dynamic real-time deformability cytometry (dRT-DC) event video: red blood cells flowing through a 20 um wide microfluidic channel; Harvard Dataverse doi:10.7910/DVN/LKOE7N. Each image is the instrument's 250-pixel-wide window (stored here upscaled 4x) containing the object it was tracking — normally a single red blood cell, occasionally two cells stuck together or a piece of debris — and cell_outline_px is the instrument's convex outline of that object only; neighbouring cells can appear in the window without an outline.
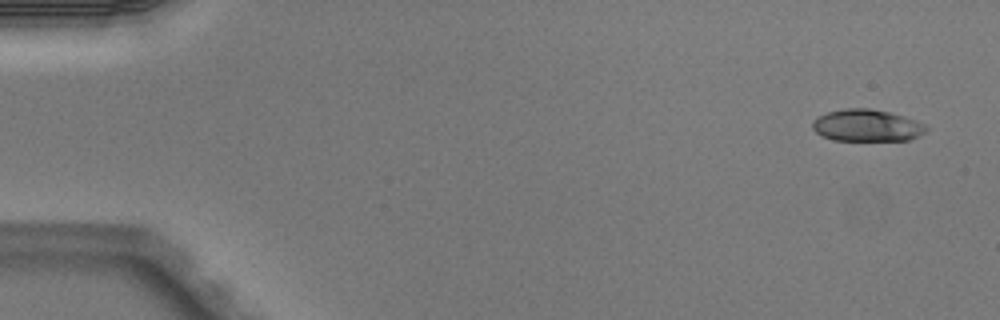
{"species": "Egyptian fruit bat (a non-hibernating species)", "species_latin": "Rousettus aegyptiacus", "temperature_condition": "warm", "stored_images_in_passage": 5, "camera_frame_rate_fps": 3000, "um_per_image_px": 0.085, "animal": {"sex": "male"}, "frame": {"image": 1, "passage_image": 1, "time_ms": 0.0, "image_size_px": [1000, 320], "cell_outline_px": [[928, 128], [920, 136], [908, 140], [832, 140], [820, 136], [812, 128], [812, 120], [828, 112], [844, 108], [868, 108], [888, 112], [904, 116], [916, 120], [924, 124]], "centroid_in_image_um": [73.67, 10.67], "position_along_channel_um": 11.3, "area_um2": 21.21}}
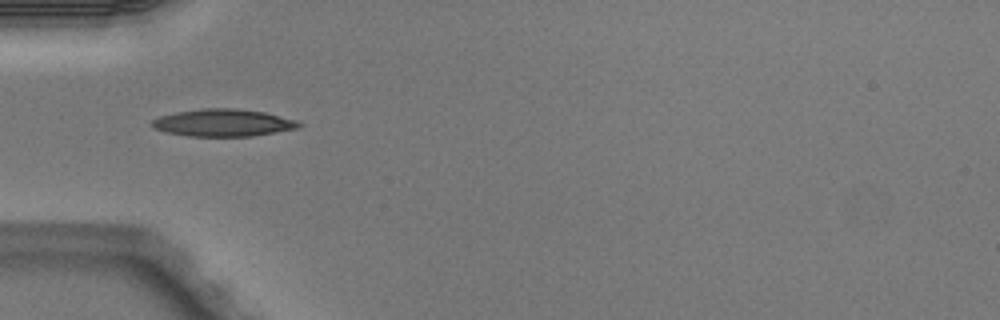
{"frame": {"image": 2, "passage_image": 4, "time_ms": 1.0, "image_size_px": [1000, 320], "cell_outline_px": [[304, 124], [300, 128], [252, 136], [188, 136], [168, 132], [152, 128], [152, 120], [160, 116], [176, 112], [200, 108], [232, 108], [264, 112], [300, 120]], "centroid_in_image_um": [19.03, 10.43], "position_along_channel_um": 66.0, "area_um2": 23.52}}
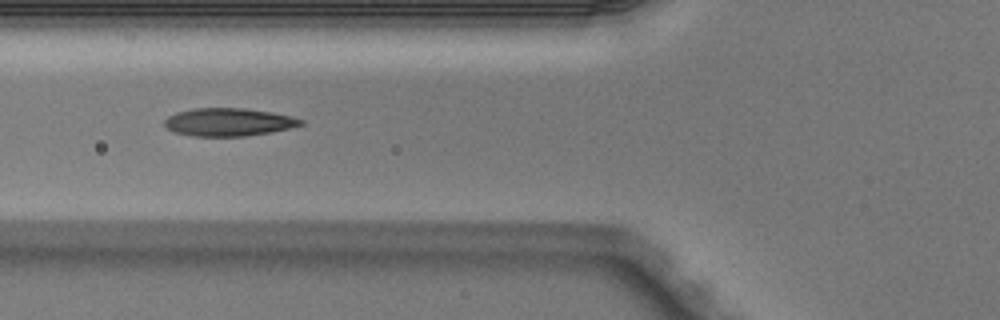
{"frame": {"image": 3, "passage_image": 5, "time_ms": 1.333, "image_size_px": [1000, 320], "cell_outline_px": [[304, 124], [288, 128], [268, 132], [244, 136], [192, 136], [172, 132], [164, 124], [164, 120], [168, 116], [176, 112], [192, 108], [244, 108], [272, 112], [292, 116], [304, 120]], "centroid_in_image_um": [19.39, 10.37], "position_along_channel_um": 106.4, "area_um2": 22.2}}